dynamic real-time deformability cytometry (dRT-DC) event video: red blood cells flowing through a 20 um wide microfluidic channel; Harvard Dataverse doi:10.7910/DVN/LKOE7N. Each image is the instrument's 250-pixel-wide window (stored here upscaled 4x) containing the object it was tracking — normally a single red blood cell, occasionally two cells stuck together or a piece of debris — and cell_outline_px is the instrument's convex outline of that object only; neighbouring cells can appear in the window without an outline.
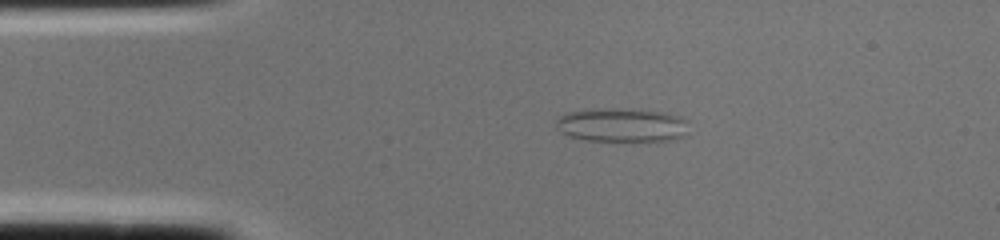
{"species": "common noctule bat (a hibernating species)", "species_latin": "Nyctalus noctula", "temperature_condition": "cold", "stored_images_in_passage": 1, "camera_frame_rate_fps": 3000, "um_per_image_px": 0.085, "animal": {"sex": "female", "body_mass_g": 22.0, "forearm_length_mm": 56.7}, "frame": {"image": 1, "passage_image": 1, "time_ms": 0.0, "image_size_px": [1000, 240], "cell_outline_px": [[688, 136], [672, 140], [584, 140], [568, 136], [560, 132], [556, 124], [556, 120], [564, 112], [584, 108], [616, 108], [664, 112], [680, 116], [688, 120]], "centroid_in_image_um": [52.85, 10.61], "position_along_channel_um": 32.1, "area_um2": 26.65}}